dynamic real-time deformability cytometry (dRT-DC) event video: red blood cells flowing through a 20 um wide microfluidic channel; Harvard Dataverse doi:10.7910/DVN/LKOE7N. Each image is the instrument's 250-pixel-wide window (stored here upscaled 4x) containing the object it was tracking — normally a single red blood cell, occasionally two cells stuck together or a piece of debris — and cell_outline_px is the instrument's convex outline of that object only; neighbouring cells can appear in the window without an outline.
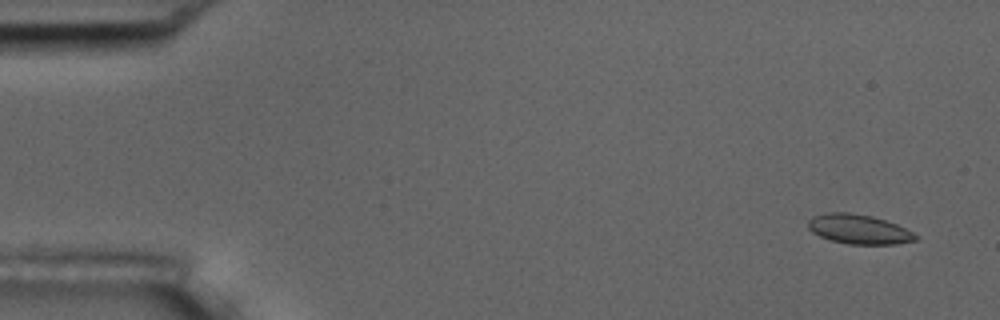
{"species": "common noctule bat (a hibernating species)", "species_latin": "Nyctalus noctula", "temperature_condition": "room temperature", "stored_images_in_passage": 5, "camera_frame_rate_fps": 3000, "um_per_image_px": 0.085, "animal": {"sex": "male", "body_mass_g": 17.5, "forearm_length_mm": 52.3}, "frame": {"image": 1, "passage_image": 1, "time_ms": 0.0, "image_size_px": [1000, 320], "cell_outline_px": [[920, 236], [916, 240], [896, 244], [848, 244], [832, 240], [820, 236], [812, 232], [808, 228], [808, 220], [812, 216], [824, 212], [848, 212], [872, 216], [896, 224]], "centroid_in_image_um": [72.98, 19.47], "position_along_channel_um": 12.0, "area_um2": 18.5}}